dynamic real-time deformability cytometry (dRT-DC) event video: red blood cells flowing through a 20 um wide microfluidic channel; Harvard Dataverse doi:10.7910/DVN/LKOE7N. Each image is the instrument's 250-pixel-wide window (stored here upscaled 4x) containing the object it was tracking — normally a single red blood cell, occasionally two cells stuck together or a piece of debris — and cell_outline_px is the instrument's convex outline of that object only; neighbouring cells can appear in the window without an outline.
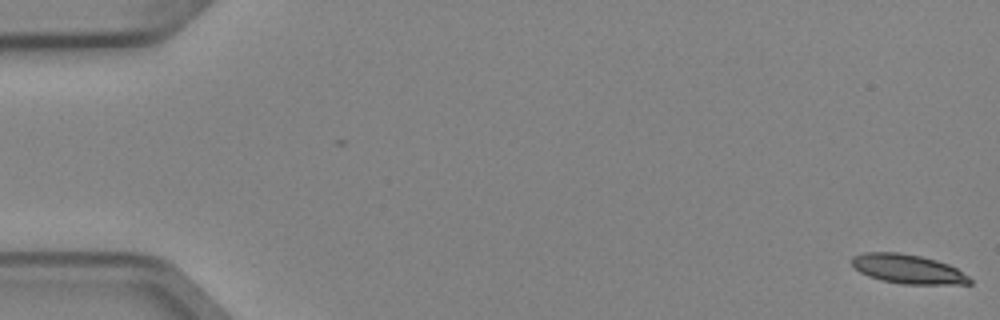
{"species": "Egyptian fruit bat (a non-hibernating species)", "species_latin": "Rousettus aegyptiacus", "temperature_condition": "cold", "stored_images_in_passage": 6, "camera_frame_rate_fps": 3000, "um_per_image_px": 0.085, "animal": {"sex": "female"}, "frame": {"image": 1, "passage_image": 1, "time_ms": 0.0, "image_size_px": [1000, 320], "cell_outline_px": [[972, 284], [900, 284], [880, 280], [868, 276], [860, 272], [852, 264], [852, 256], [864, 252], [896, 252], [920, 256], [936, 260], [948, 264], [956, 268], [968, 276], [972, 280]], "centroid_in_image_um": [77.16, 22.87], "position_along_channel_um": 7.8, "area_um2": 20.06}}
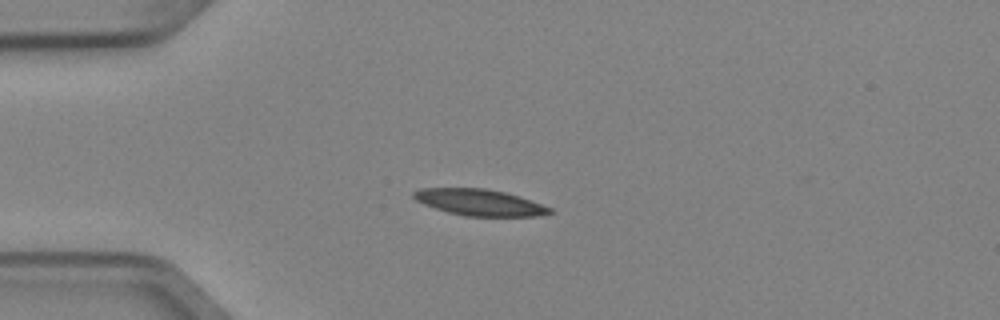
{"frame": {"image": 2, "passage_image": 5, "time_ms": 1.333, "image_size_px": [1000, 320], "cell_outline_px": [[556, 212], [536, 216], [464, 216], [448, 212], [424, 204], [416, 200], [412, 196], [412, 192], [420, 188], [484, 188], [504, 192], [520, 196], [552, 208]], "centroid_in_image_um": [40.77, 17.2], "position_along_channel_um": 44.2, "area_um2": 20.92}}